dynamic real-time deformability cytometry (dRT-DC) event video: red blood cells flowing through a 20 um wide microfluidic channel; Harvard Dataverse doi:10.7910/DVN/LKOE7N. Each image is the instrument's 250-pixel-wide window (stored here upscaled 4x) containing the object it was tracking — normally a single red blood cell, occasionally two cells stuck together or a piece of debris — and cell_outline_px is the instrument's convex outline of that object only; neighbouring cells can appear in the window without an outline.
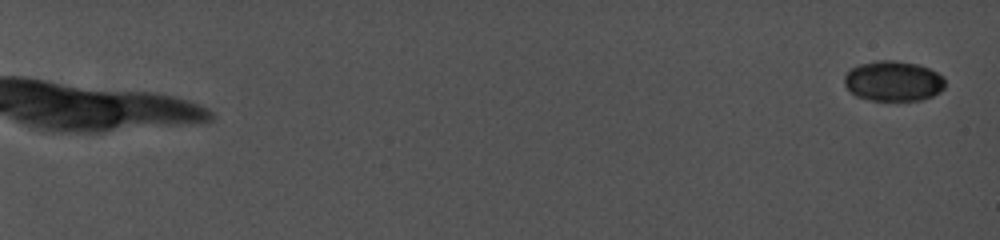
{"species": "common noctule bat (a hibernating species)", "species_latin": "Nyctalus noctula", "temperature_condition": "cold", "stored_images_in_passage": 17, "camera_frame_rate_fps": 5000, "um_per_image_px": 0.085, "animal": {"sex": "female", "body_mass_g": 19.0, "forearm_length_mm": 56.7}, "frame": {"image": 1, "passage_image": 2, "time_ms": 0.6, "image_size_px": [1000, 240], "cell_outline_px": [[944, 88], [940, 92], [932, 96], [920, 100], [872, 100], [856, 96], [844, 84], [844, 76], [852, 68], [860, 64], [876, 60], [892, 60], [920, 64], [944, 76]], "centroid_in_image_um": [75.95, 6.88], "position_along_channel_um": 9.1, "area_um2": 23.58}}
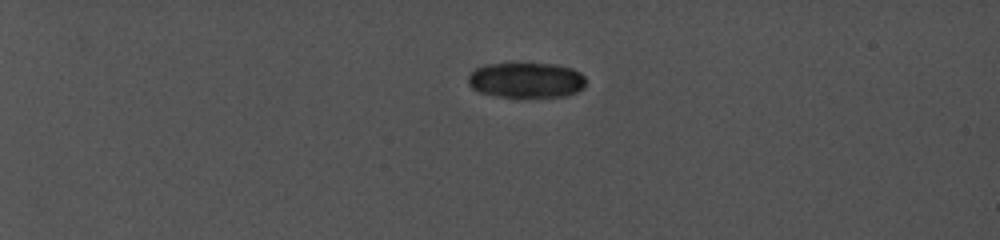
{"frame": {"image": 2, "passage_image": 11, "time_ms": 6.4, "image_size_px": [1000, 240], "cell_outline_px": [[584, 88], [568, 96], [496, 96], [480, 92], [472, 88], [468, 84], [468, 76], [476, 68], [484, 64], [512, 60], [516, 60], [556, 64], [572, 68], [580, 72], [584, 76]], "centroid_in_image_um": [44.7, 6.74], "position_along_channel_um": 40.3, "area_um2": 25.14}}
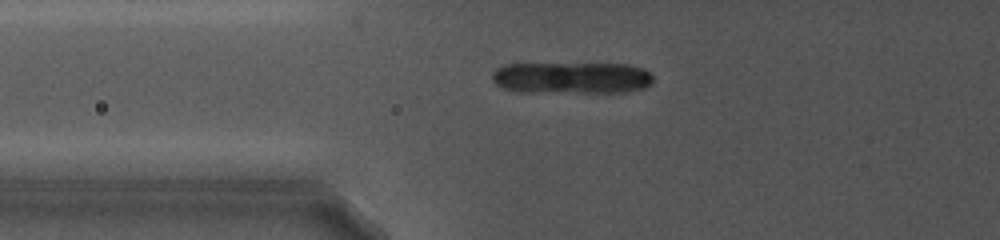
{"frame": {"image": 3, "passage_image": 17, "time_ms": 10.2, "image_size_px": [1000, 240], "cell_outline_px": [[652, 84], [644, 88], [628, 92], [520, 92], [500, 88], [492, 80], [492, 72], [496, 68], [504, 64], [628, 64], [644, 68], [652, 76]], "centroid_in_image_um": [48.57, 6.62], "position_along_channel_um": 77.2, "area_um2": 30.06}}